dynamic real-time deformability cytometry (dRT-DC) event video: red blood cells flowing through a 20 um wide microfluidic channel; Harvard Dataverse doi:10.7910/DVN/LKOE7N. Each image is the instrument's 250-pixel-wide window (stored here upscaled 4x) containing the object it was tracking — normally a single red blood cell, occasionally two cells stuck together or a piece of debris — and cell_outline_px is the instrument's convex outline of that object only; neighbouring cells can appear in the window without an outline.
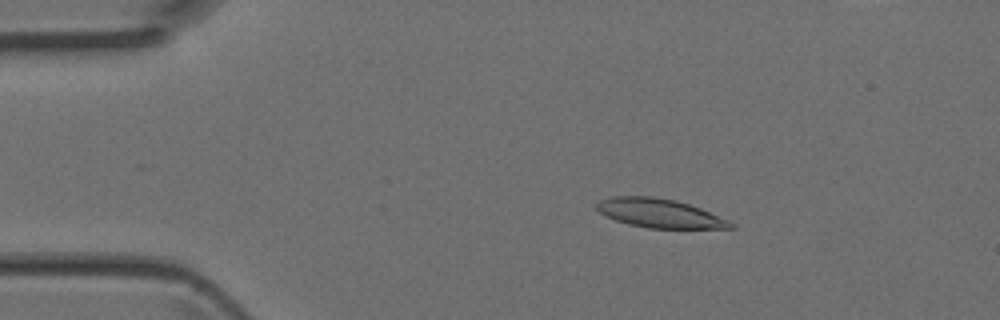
{"species": "Egyptian fruit bat (a non-hibernating species)", "species_latin": "Rousettus aegyptiacus", "temperature_condition": "room temperature", "stored_images_in_passage": 4, "segment_of_instrument_passage": [1, 2], "camera_frame_rate_fps": 3000, "um_per_image_px": 0.085, "animal": {"sex": "female"}, "frame": {"image": 1, "passage_image": 2, "time_ms": 0.333, "image_size_px": [1000, 320], "cell_outline_px": [[736, 228], [648, 228], [628, 224], [604, 216], [596, 208], [596, 204], [600, 200], [612, 196], [652, 196], [676, 200], [700, 208], [728, 220], [736, 224]], "centroid_in_image_um": [56.05, 18.12], "position_along_channel_um": 29.0, "area_um2": 22.54}}